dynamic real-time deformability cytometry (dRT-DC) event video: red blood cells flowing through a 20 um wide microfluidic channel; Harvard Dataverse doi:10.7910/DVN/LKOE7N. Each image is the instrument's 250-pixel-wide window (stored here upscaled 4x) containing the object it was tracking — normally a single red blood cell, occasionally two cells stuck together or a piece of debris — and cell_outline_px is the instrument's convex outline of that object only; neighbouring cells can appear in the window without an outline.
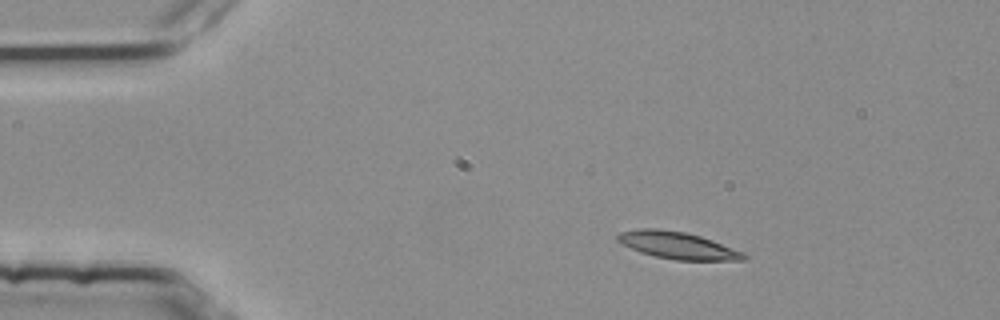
{"species": "common noctule bat (a hibernating species)", "species_latin": "Nyctalus noctula", "temperature_condition": "room temperature", "stored_images_in_passage": 4, "camera_frame_rate_fps": 3000, "um_per_image_px": 0.085, "animal": {"sex": "female", "body_mass_g": 25.1}, "frame": {"image": 1, "passage_image": 3, "time_ms": 0.667, "image_size_px": [1000, 320], "cell_outline_px": [[748, 256], [744, 260], [676, 260], [656, 256], [640, 252], [620, 244], [616, 240], [616, 236], [620, 232], [640, 228], [656, 228], [684, 232], [700, 236], [712, 240], [744, 252]], "centroid_in_image_um": [57.57, 20.85], "position_along_channel_um": 27.4, "area_um2": 19.88}}
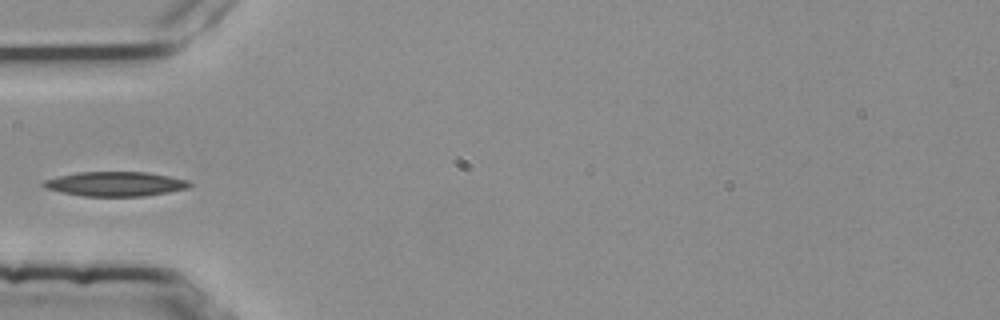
{"frame": {"image": 2, "passage_image": 4, "time_ms": 1.0, "image_size_px": [1000, 320], "cell_outline_px": [[192, 184], [188, 188], [168, 192], [144, 196], [84, 196], [60, 192], [44, 188], [40, 184], [44, 180], [56, 176], [76, 172], [148, 172], [188, 180]], "centroid_in_image_um": [9.75, 15.63], "position_along_channel_um": 75.2, "area_um2": 20.98}}